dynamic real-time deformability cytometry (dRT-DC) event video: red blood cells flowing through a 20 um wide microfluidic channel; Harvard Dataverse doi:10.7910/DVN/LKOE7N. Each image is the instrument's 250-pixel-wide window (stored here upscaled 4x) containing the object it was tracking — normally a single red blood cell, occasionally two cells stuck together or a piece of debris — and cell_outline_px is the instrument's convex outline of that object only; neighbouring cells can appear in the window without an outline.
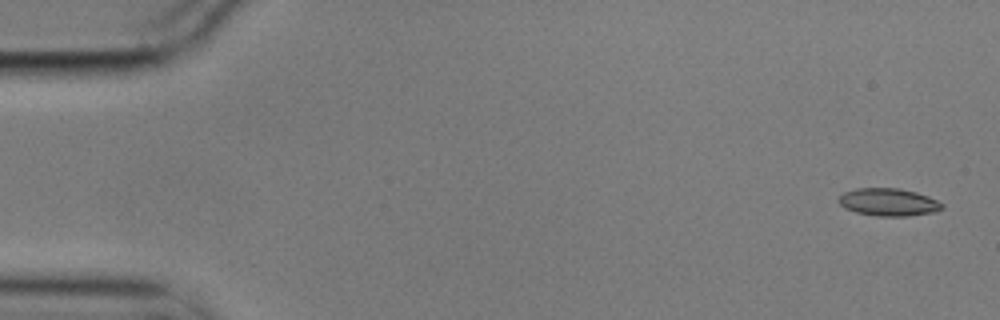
{"species": "common noctule bat (a hibernating species)", "species_latin": "Nyctalus noctula", "temperature_condition": "cold", "stored_images_in_passage": 6, "camera_frame_rate_fps": 3000, "um_per_image_px": 0.085, "animal": {"sex": "male", "body_mass_g": 17.9}, "frame": {"image": 1, "passage_image": 1, "time_ms": 0.0, "image_size_px": [1000, 320], "cell_outline_px": [[944, 208], [936, 212], [908, 216], [876, 216], [856, 212], [844, 208], [836, 200], [844, 192], [856, 188], [900, 188], [916, 192], [928, 196], [944, 204]], "centroid_in_image_um": [75.53, 17.18], "position_along_channel_um": 9.5, "area_um2": 16.82}}
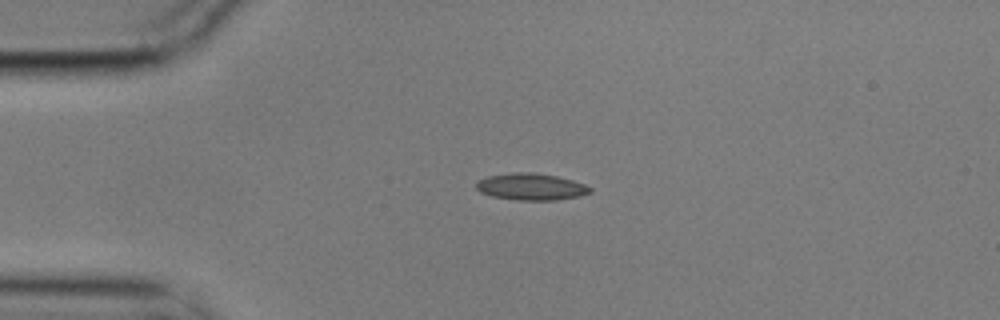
{"frame": {"image": 2, "passage_image": 4, "time_ms": 1.0, "image_size_px": [1000, 320], "cell_outline_px": [[592, 192], [580, 196], [556, 200], [520, 200], [492, 196], [480, 192], [476, 188], [476, 184], [480, 180], [488, 176], [516, 172], [532, 172], [556, 176], [572, 180], [584, 184], [592, 188]], "centroid_in_image_um": [45.17, 15.87], "position_along_channel_um": 39.8, "area_um2": 17.63}}
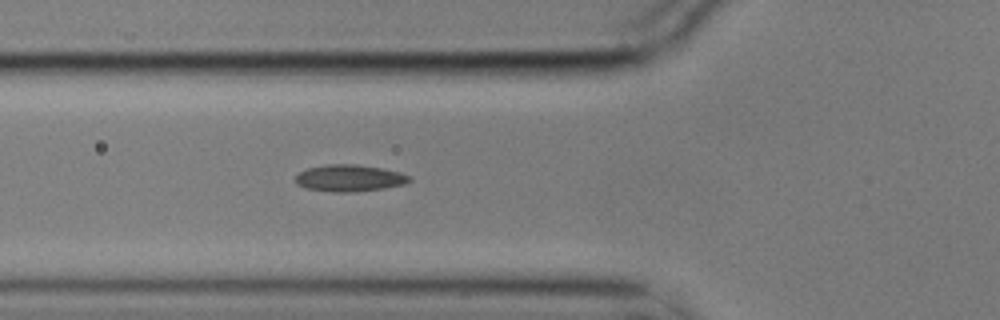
{"frame": {"image": 3, "passage_image": 6, "time_ms": 1.667, "image_size_px": [1000, 320], "cell_outline_px": [[412, 180], [404, 184], [384, 188], [352, 192], [332, 192], [304, 188], [296, 184], [296, 176], [300, 172], [308, 168], [328, 164], [356, 164], [384, 168], [400, 172], [412, 176]], "centroid_in_image_um": [29.73, 15.14], "position_along_channel_um": 96.1, "area_um2": 17.92}}